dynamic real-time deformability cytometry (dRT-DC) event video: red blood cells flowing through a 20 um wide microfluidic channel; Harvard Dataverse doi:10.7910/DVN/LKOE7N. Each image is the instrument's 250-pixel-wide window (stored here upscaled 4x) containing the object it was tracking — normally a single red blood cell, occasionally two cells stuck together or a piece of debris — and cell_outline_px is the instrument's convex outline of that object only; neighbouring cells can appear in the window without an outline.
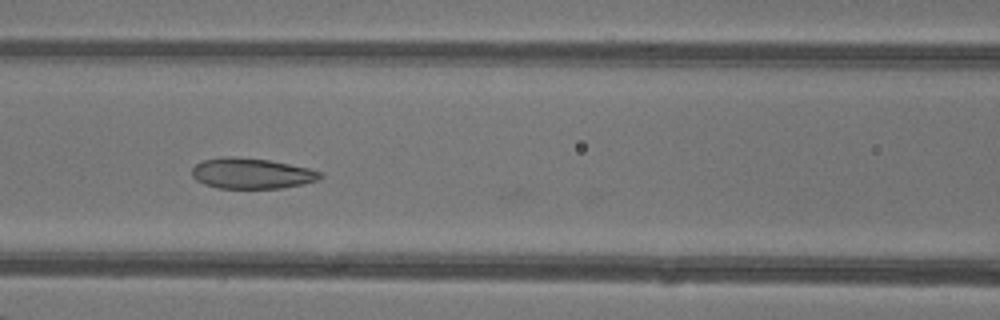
{"species": "common noctule bat (a hibernating species)", "species_latin": "Nyctalus noctula", "temperature_condition": "warm", "stored_images_in_passage": 34, "camera_frame_rate_fps": 3000, "um_per_image_px": 0.085, "animal": {"sex": "female"}, "frame": {"image": 1, "passage_image": 7, "time_ms": 2.0, "image_size_px": [1000, 320], "cell_outline_px": [[324, 176], [320, 180], [304, 184], [280, 188], [216, 188], [204, 184], [196, 180], [192, 176], [192, 168], [196, 164], [204, 160], [220, 156], [228, 156], [268, 160], [308, 168], [320, 172]], "centroid_in_image_um": [21.38, 14.74], "position_along_channel_um": 145.2, "area_um2": 22.89}}
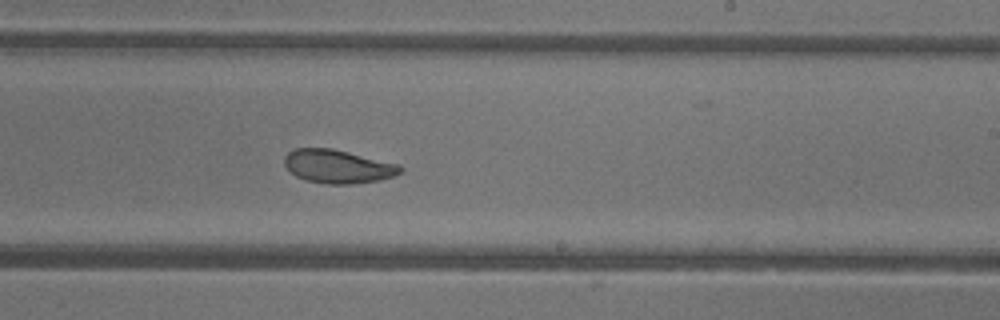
{"frame": {"image": 2, "passage_image": 15, "time_ms": 4.667, "image_size_px": [1000, 320], "cell_outline_px": [[404, 172], [380, 180], [352, 184], [328, 184], [308, 180], [296, 176], [284, 164], [284, 156], [288, 152], [296, 148], [332, 148], [400, 164], [404, 168]], "centroid_in_image_um": [28.76, 14.14], "position_along_channel_um": 260.2, "area_um2": 22.66}}
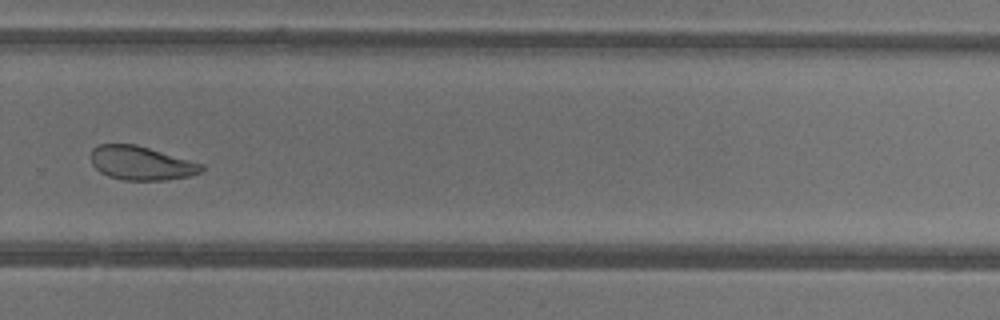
{"frame": {"image": 3, "passage_image": 19, "time_ms": 6.0, "image_size_px": [1000, 320], "cell_outline_px": [[204, 168], [200, 172], [188, 176], [168, 180], [124, 180], [108, 176], [100, 172], [92, 164], [92, 148], [100, 144], [136, 144], [204, 164]], "centroid_in_image_um": [12.0, 13.86], "position_along_channel_um": 317.8, "area_um2": 21.73}}